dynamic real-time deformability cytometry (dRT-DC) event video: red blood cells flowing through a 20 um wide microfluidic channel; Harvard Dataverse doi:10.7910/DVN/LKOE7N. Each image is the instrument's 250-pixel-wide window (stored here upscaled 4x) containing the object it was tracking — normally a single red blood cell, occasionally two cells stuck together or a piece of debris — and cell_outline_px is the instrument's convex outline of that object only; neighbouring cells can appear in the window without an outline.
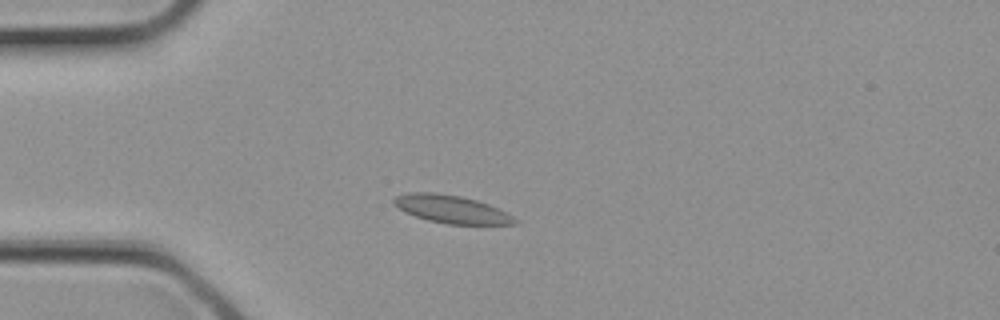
{"species": "common noctule bat (a hibernating species)", "species_latin": "Nyctalus noctula", "temperature_condition": "cold", "stored_images_in_passage": 3, "segment_of_instrument_passage": [1, 2], "camera_frame_rate_fps": 3000, "um_per_image_px": 0.085, "animal": {"sex": "female", "body_mass_g": 21.9}, "frame": {"image": 1, "passage_image": 2, "time_ms": 0.333, "image_size_px": [1000, 320], "cell_outline_px": [[520, 220], [516, 224], [448, 224], [428, 220], [404, 212], [392, 204], [392, 200], [396, 196], [408, 192], [436, 192], [460, 196], [476, 200], [488, 204]], "centroid_in_image_um": [38.33, 17.77], "position_along_channel_um": 46.7, "area_um2": 19.59}}